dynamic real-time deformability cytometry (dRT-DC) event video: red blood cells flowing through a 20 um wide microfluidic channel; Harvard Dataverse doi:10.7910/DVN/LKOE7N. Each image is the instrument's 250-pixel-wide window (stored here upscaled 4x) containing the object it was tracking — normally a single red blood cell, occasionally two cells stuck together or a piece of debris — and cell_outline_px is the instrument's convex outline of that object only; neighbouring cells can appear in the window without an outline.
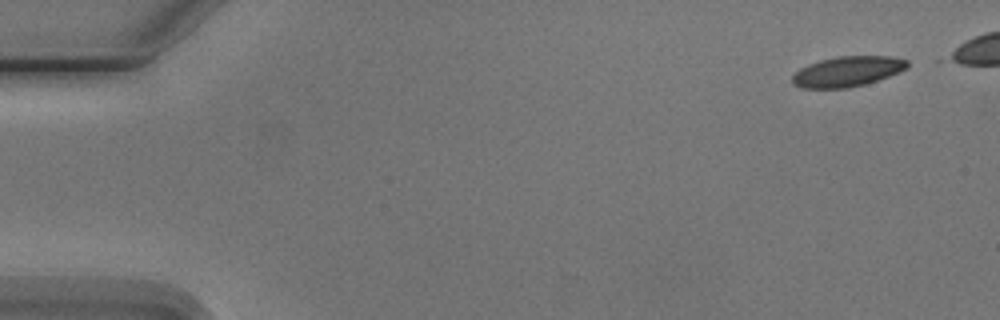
{"species": "Egyptian fruit bat (a non-hibernating species)", "species_latin": "Rousettus aegyptiacus", "temperature_condition": "cold", "stored_images_in_passage": 6, "camera_frame_rate_fps": 3000, "um_per_image_px": 0.085, "animal": {"sex": "male"}, "frame": {"image": 1, "passage_image": 1, "time_ms": 0.0, "image_size_px": [1000, 320], "cell_outline_px": [[908, 68], [888, 76], [864, 84], [848, 88], [800, 88], [792, 84], [792, 76], [800, 68], [808, 64], [820, 60], [836, 56], [892, 56], [908, 60]], "centroid_in_image_um": [72.01, 6.07], "position_along_channel_um": 13.0, "area_um2": 20.29}}
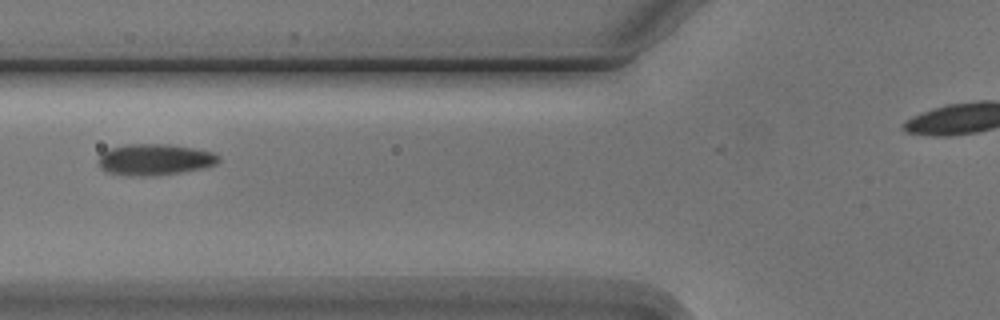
{"frame": {"image": 2, "passage_image": 6, "time_ms": 6.0, "image_size_px": [1000, 320], "cell_outline_px": [[220, 160], [216, 164], [204, 168], [180, 172], [152, 176], [140, 176], [108, 172], [100, 168], [96, 160], [100, 152], [108, 148], [128, 144], [168, 144], [216, 152], [220, 156]], "centroid_in_image_um": [13.13, 13.55], "position_along_channel_um": 112.7, "area_um2": 22.14}}